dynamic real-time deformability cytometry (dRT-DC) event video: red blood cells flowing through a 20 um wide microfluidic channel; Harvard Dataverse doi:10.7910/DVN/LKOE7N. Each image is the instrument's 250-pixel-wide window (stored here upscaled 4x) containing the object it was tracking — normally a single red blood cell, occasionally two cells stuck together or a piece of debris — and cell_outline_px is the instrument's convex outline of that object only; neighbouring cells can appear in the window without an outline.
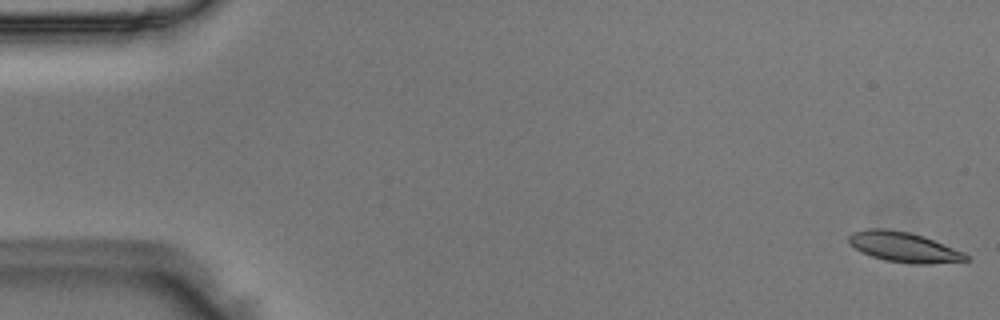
{"species": "Egyptian fruit bat (a non-hibernating species)", "species_latin": "Rousettus aegyptiacus", "temperature_condition": "room temperature", "stored_images_in_passage": 52, "camera_frame_rate_fps": 3000, "um_per_image_px": 0.085, "animal": {"sex": "male"}, "frame": {"image": 1, "passage_image": 1, "time_ms": 0.0, "image_size_px": [1000, 320], "cell_outline_px": [[972, 260], [932, 264], [912, 264], [884, 260], [860, 252], [848, 240], [848, 236], [852, 232], [868, 228], [888, 228], [908, 232], [924, 236], [964, 252]], "centroid_in_image_um": [76.84, 21.0], "position_along_channel_um": 8.2, "area_um2": 20.69}}
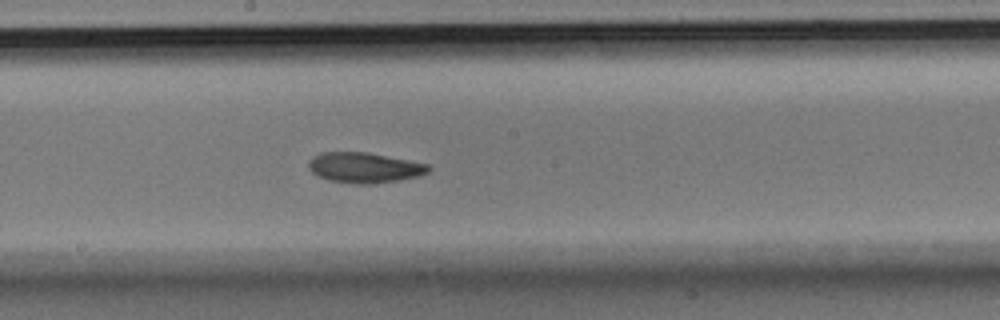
{"frame": {"image": 2, "passage_image": 28, "time_ms": 9.0, "image_size_px": [1000, 320], "cell_outline_px": [[432, 168], [428, 172], [420, 176], [400, 180], [372, 184], [352, 184], [328, 180], [312, 172], [308, 168], [308, 160], [312, 156], [320, 152], [368, 152], [432, 164]], "centroid_in_image_um": [31.01, 14.24], "position_along_channel_um": 217.2, "area_um2": 21.68}}
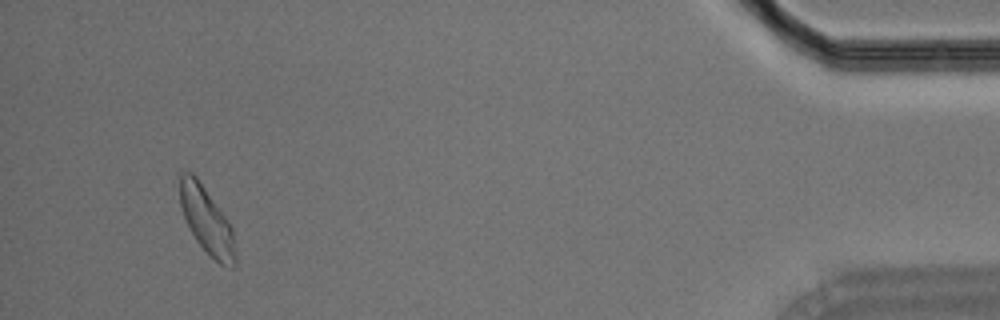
{"frame": {"image": 3, "passage_image": 49, "time_ms": 16.0, "image_size_px": [1000, 320], "cell_outline_px": [[236, 264], [232, 268], [220, 264], [196, 240], [184, 216], [180, 204], [180, 172], [192, 172], [196, 176], [228, 220], [232, 228], [236, 256]], "centroid_in_image_um": [17.58, 18.73], "position_along_channel_um": 417.6, "area_um2": 21.1}}